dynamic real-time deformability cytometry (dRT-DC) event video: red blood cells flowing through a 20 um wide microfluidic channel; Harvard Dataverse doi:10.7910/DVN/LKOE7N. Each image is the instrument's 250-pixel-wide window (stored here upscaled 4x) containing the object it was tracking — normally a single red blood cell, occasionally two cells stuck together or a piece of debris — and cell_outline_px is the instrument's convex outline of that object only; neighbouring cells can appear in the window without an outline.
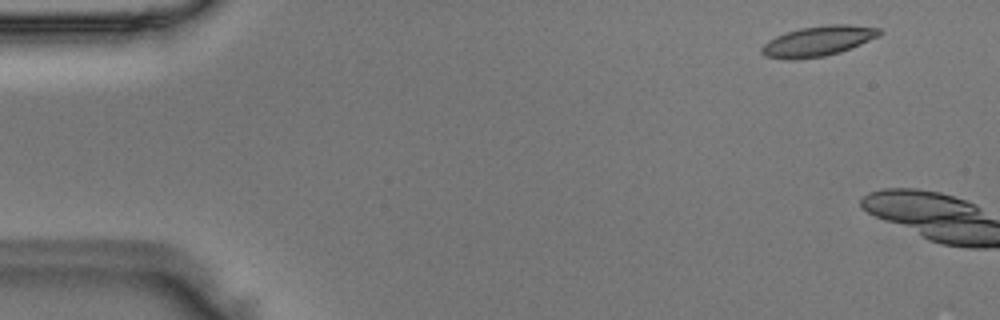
{"species": "Egyptian fruit bat (a non-hibernating species)", "species_latin": "Rousettus aegyptiacus", "temperature_condition": "room temperature", "stored_images_in_passage": 11, "camera_frame_rate_fps": 3000, "um_per_image_px": 0.085, "animal": {"sex": "male"}, "frame": {"image": 1, "passage_image": 4, "time_ms": 1.0, "image_size_px": [1000, 320], "cell_outline_px": [[884, 32], [880, 36], [840, 52], [824, 56], [792, 60], [788, 60], [764, 56], [760, 52], [760, 48], [768, 40], [776, 36], [800, 28], [832, 24], [848, 24], [880, 28]], "centroid_in_image_um": [69.54, 3.49], "position_along_channel_um": 15.5, "area_um2": 20.75}}